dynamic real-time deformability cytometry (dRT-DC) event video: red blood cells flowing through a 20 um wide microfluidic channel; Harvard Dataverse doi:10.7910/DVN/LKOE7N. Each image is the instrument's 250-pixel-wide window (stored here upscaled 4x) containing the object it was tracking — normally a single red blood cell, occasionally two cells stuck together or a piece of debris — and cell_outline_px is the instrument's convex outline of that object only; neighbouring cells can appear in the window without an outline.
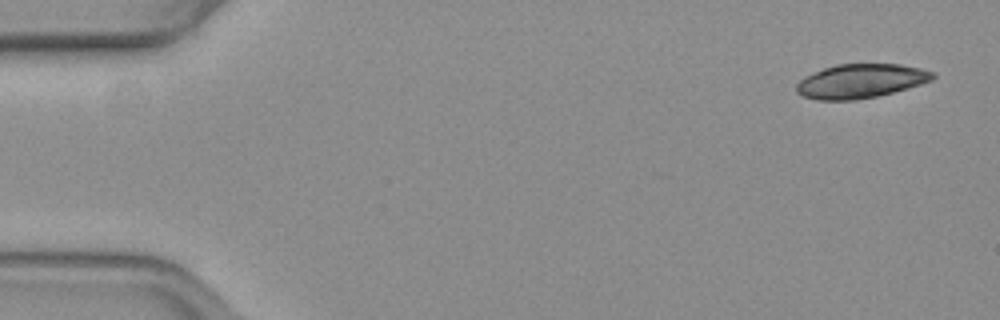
{"species": "common noctule bat (a hibernating species)", "species_latin": "Nyctalus noctula", "temperature_condition": "warm", "stored_images_in_passage": 41, "camera_frame_rate_fps": 3000, "um_per_image_px": 0.085, "animal": {"sex": "female", "body_mass_g": 19.3, "forearm_length_mm": 54.1}, "frame": {"image": 1, "passage_image": 1, "time_ms": 0.0, "image_size_px": [1000, 320], "cell_outline_px": [[936, 76], [932, 80], [920, 84], [892, 92], [876, 96], [852, 100], [820, 100], [804, 96], [796, 92], [796, 84], [804, 76], [824, 68], [836, 64], [900, 64], [920, 68], [936, 72]], "centroid_in_image_um": [73.16, 6.88], "position_along_channel_um": 11.8, "area_um2": 26.93}}
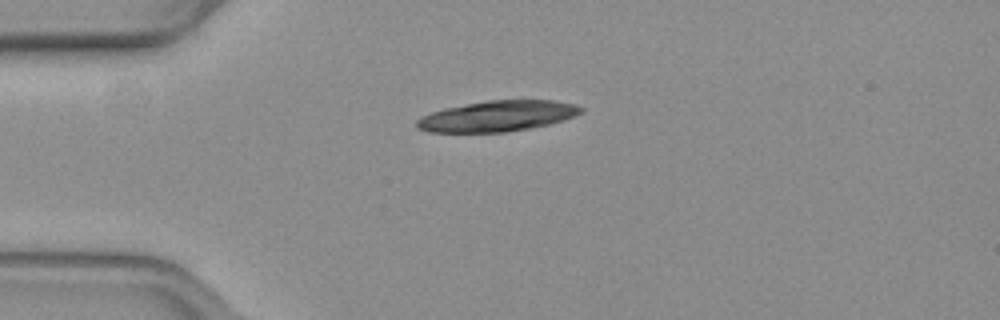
{"frame": {"image": 2, "passage_image": 12, "time_ms": 3.667, "image_size_px": [1000, 320], "cell_outline_px": [[584, 108], [580, 112], [572, 116], [548, 124], [528, 128], [504, 132], [428, 132], [416, 128], [416, 120], [420, 116], [444, 108], [488, 100], [556, 100], [576, 104]], "centroid_in_image_um": [42.23, 9.86], "position_along_channel_um": 42.8, "area_um2": 29.19}}